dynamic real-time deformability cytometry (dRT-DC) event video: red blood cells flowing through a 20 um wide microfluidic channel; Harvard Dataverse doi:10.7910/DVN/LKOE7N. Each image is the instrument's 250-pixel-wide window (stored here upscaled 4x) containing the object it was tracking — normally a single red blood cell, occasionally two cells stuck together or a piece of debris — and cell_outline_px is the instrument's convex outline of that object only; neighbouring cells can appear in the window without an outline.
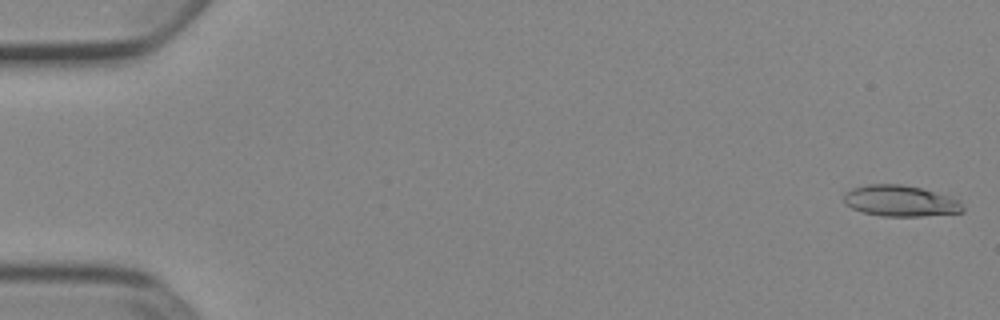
{"species": "Egyptian fruit bat (a non-hibernating species)", "species_latin": "Rousettus aegyptiacus", "temperature_condition": "cold", "stored_images_in_passage": 52, "camera_frame_rate_fps": 3000, "um_per_image_px": 0.085, "animal": {"sex": "female"}, "frame": {"image": 1, "passage_image": 1, "time_ms": 0.0, "image_size_px": [1000, 320], "cell_outline_px": [[964, 212], [920, 216], [884, 216], [864, 212], [852, 208], [844, 204], [844, 192], [852, 188], [868, 184], [900, 184], [920, 188], [948, 196], [960, 200], [964, 208]], "centroid_in_image_um": [76.52, 17.07], "position_along_channel_um": 8.5, "area_um2": 21.44}}
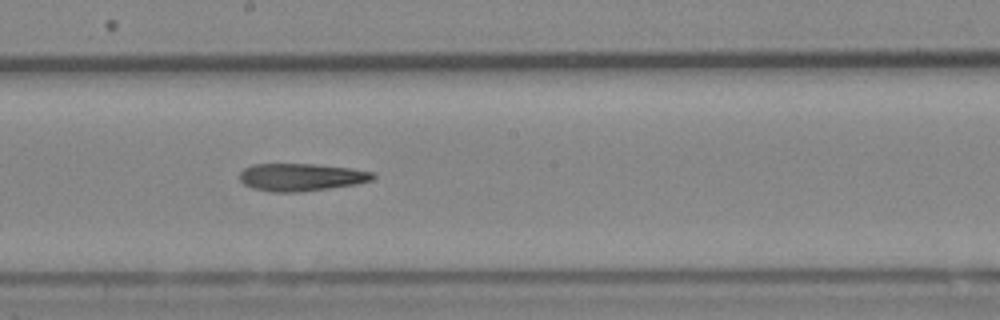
{"frame": {"image": 2, "passage_image": 29, "time_ms": 9.333, "image_size_px": [1000, 320], "cell_outline_px": [[376, 176], [372, 180], [356, 184], [300, 192], [272, 192], [252, 188], [244, 184], [240, 180], [240, 172], [244, 168], [252, 164], [312, 164], [352, 168], [376, 172]], "centroid_in_image_um": [25.61, 15.05], "position_along_channel_um": 222.6, "area_um2": 21.5}}
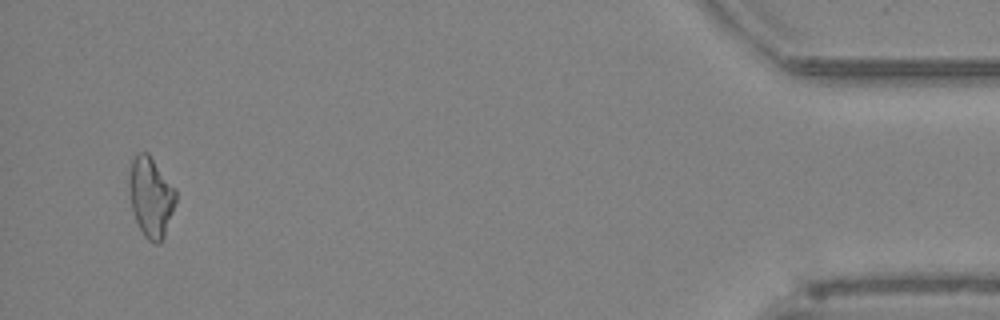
{"frame": {"image": 3, "passage_image": 50, "time_ms": 16.333, "image_size_px": [1000, 320], "cell_outline_px": [[176, 200], [164, 236], [160, 244], [156, 244], [148, 240], [144, 236], [132, 212], [128, 188], [128, 172], [132, 160], [136, 152], [148, 152], [176, 188]], "centroid_in_image_um": [12.8, 16.7], "position_along_channel_um": 422.4, "area_um2": 22.08}}